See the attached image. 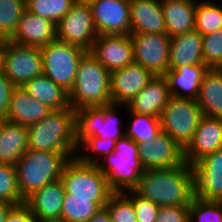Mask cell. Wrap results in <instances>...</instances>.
I'll list each match as a JSON object with an SVG mask.
<instances>
[{
    "label": "cell",
    "instance_id": "obj_13",
    "mask_svg": "<svg viewBox=\"0 0 222 222\" xmlns=\"http://www.w3.org/2000/svg\"><path fill=\"white\" fill-rule=\"evenodd\" d=\"M98 35H130V0H94L90 4Z\"/></svg>",
    "mask_w": 222,
    "mask_h": 222
},
{
    "label": "cell",
    "instance_id": "obj_9",
    "mask_svg": "<svg viewBox=\"0 0 222 222\" xmlns=\"http://www.w3.org/2000/svg\"><path fill=\"white\" fill-rule=\"evenodd\" d=\"M202 116L201 108L195 99L170 96L161 112V131L185 149L192 141Z\"/></svg>",
    "mask_w": 222,
    "mask_h": 222
},
{
    "label": "cell",
    "instance_id": "obj_48",
    "mask_svg": "<svg viewBox=\"0 0 222 222\" xmlns=\"http://www.w3.org/2000/svg\"><path fill=\"white\" fill-rule=\"evenodd\" d=\"M39 222H63V221H39Z\"/></svg>",
    "mask_w": 222,
    "mask_h": 222
},
{
    "label": "cell",
    "instance_id": "obj_23",
    "mask_svg": "<svg viewBox=\"0 0 222 222\" xmlns=\"http://www.w3.org/2000/svg\"><path fill=\"white\" fill-rule=\"evenodd\" d=\"M52 111L50 107L27 93L22 86L14 87L8 114L4 119L28 127L38 123Z\"/></svg>",
    "mask_w": 222,
    "mask_h": 222
},
{
    "label": "cell",
    "instance_id": "obj_30",
    "mask_svg": "<svg viewBox=\"0 0 222 222\" xmlns=\"http://www.w3.org/2000/svg\"><path fill=\"white\" fill-rule=\"evenodd\" d=\"M130 125H125V136L140 144L156 138L161 131L160 118L130 112ZM132 117V118H131Z\"/></svg>",
    "mask_w": 222,
    "mask_h": 222
},
{
    "label": "cell",
    "instance_id": "obj_16",
    "mask_svg": "<svg viewBox=\"0 0 222 222\" xmlns=\"http://www.w3.org/2000/svg\"><path fill=\"white\" fill-rule=\"evenodd\" d=\"M89 52L110 73L134 63L130 35H98Z\"/></svg>",
    "mask_w": 222,
    "mask_h": 222
},
{
    "label": "cell",
    "instance_id": "obj_41",
    "mask_svg": "<svg viewBox=\"0 0 222 222\" xmlns=\"http://www.w3.org/2000/svg\"><path fill=\"white\" fill-rule=\"evenodd\" d=\"M156 222H189V206L160 207Z\"/></svg>",
    "mask_w": 222,
    "mask_h": 222
},
{
    "label": "cell",
    "instance_id": "obj_29",
    "mask_svg": "<svg viewBox=\"0 0 222 222\" xmlns=\"http://www.w3.org/2000/svg\"><path fill=\"white\" fill-rule=\"evenodd\" d=\"M22 87L52 110L70 108L68 92L43 74L29 80Z\"/></svg>",
    "mask_w": 222,
    "mask_h": 222
},
{
    "label": "cell",
    "instance_id": "obj_4",
    "mask_svg": "<svg viewBox=\"0 0 222 222\" xmlns=\"http://www.w3.org/2000/svg\"><path fill=\"white\" fill-rule=\"evenodd\" d=\"M69 160L64 153L28 149L15 164L21 197L26 200L44 185L60 180Z\"/></svg>",
    "mask_w": 222,
    "mask_h": 222
},
{
    "label": "cell",
    "instance_id": "obj_33",
    "mask_svg": "<svg viewBox=\"0 0 222 222\" xmlns=\"http://www.w3.org/2000/svg\"><path fill=\"white\" fill-rule=\"evenodd\" d=\"M25 10L26 0H0V42L13 37Z\"/></svg>",
    "mask_w": 222,
    "mask_h": 222
},
{
    "label": "cell",
    "instance_id": "obj_2",
    "mask_svg": "<svg viewBox=\"0 0 222 222\" xmlns=\"http://www.w3.org/2000/svg\"><path fill=\"white\" fill-rule=\"evenodd\" d=\"M28 149L60 152L69 159L76 158L75 109L53 110L36 124L27 127Z\"/></svg>",
    "mask_w": 222,
    "mask_h": 222
},
{
    "label": "cell",
    "instance_id": "obj_44",
    "mask_svg": "<svg viewBox=\"0 0 222 222\" xmlns=\"http://www.w3.org/2000/svg\"><path fill=\"white\" fill-rule=\"evenodd\" d=\"M88 222H112L108 210L104 207L99 210Z\"/></svg>",
    "mask_w": 222,
    "mask_h": 222
},
{
    "label": "cell",
    "instance_id": "obj_19",
    "mask_svg": "<svg viewBox=\"0 0 222 222\" xmlns=\"http://www.w3.org/2000/svg\"><path fill=\"white\" fill-rule=\"evenodd\" d=\"M170 98L168 83L164 75H155L149 83L127 104L120 105L126 111L160 118Z\"/></svg>",
    "mask_w": 222,
    "mask_h": 222
},
{
    "label": "cell",
    "instance_id": "obj_28",
    "mask_svg": "<svg viewBox=\"0 0 222 222\" xmlns=\"http://www.w3.org/2000/svg\"><path fill=\"white\" fill-rule=\"evenodd\" d=\"M202 114L222 119V68H209L196 99Z\"/></svg>",
    "mask_w": 222,
    "mask_h": 222
},
{
    "label": "cell",
    "instance_id": "obj_42",
    "mask_svg": "<svg viewBox=\"0 0 222 222\" xmlns=\"http://www.w3.org/2000/svg\"><path fill=\"white\" fill-rule=\"evenodd\" d=\"M14 87L15 86L0 70V118L2 119H4L8 114Z\"/></svg>",
    "mask_w": 222,
    "mask_h": 222
},
{
    "label": "cell",
    "instance_id": "obj_17",
    "mask_svg": "<svg viewBox=\"0 0 222 222\" xmlns=\"http://www.w3.org/2000/svg\"><path fill=\"white\" fill-rule=\"evenodd\" d=\"M154 77L146 68L132 63L110 73L112 104L127 105Z\"/></svg>",
    "mask_w": 222,
    "mask_h": 222
},
{
    "label": "cell",
    "instance_id": "obj_14",
    "mask_svg": "<svg viewBox=\"0 0 222 222\" xmlns=\"http://www.w3.org/2000/svg\"><path fill=\"white\" fill-rule=\"evenodd\" d=\"M138 149L145 169L174 168L186 163L184 149L165 132L138 144Z\"/></svg>",
    "mask_w": 222,
    "mask_h": 222
},
{
    "label": "cell",
    "instance_id": "obj_3",
    "mask_svg": "<svg viewBox=\"0 0 222 222\" xmlns=\"http://www.w3.org/2000/svg\"><path fill=\"white\" fill-rule=\"evenodd\" d=\"M68 98L70 107L75 110L112 104L110 72L89 51L79 63Z\"/></svg>",
    "mask_w": 222,
    "mask_h": 222
},
{
    "label": "cell",
    "instance_id": "obj_45",
    "mask_svg": "<svg viewBox=\"0 0 222 222\" xmlns=\"http://www.w3.org/2000/svg\"><path fill=\"white\" fill-rule=\"evenodd\" d=\"M14 206H15L14 204L9 202H0V222H4L6 220L9 211Z\"/></svg>",
    "mask_w": 222,
    "mask_h": 222
},
{
    "label": "cell",
    "instance_id": "obj_10",
    "mask_svg": "<svg viewBox=\"0 0 222 222\" xmlns=\"http://www.w3.org/2000/svg\"><path fill=\"white\" fill-rule=\"evenodd\" d=\"M117 107L120 106L111 104L75 110L77 143L89 136L116 141L125 136V127H121L123 125L117 115Z\"/></svg>",
    "mask_w": 222,
    "mask_h": 222
},
{
    "label": "cell",
    "instance_id": "obj_8",
    "mask_svg": "<svg viewBox=\"0 0 222 222\" xmlns=\"http://www.w3.org/2000/svg\"><path fill=\"white\" fill-rule=\"evenodd\" d=\"M87 52L81 47L56 39L41 47L43 75L69 93L74 85L79 63Z\"/></svg>",
    "mask_w": 222,
    "mask_h": 222
},
{
    "label": "cell",
    "instance_id": "obj_15",
    "mask_svg": "<svg viewBox=\"0 0 222 222\" xmlns=\"http://www.w3.org/2000/svg\"><path fill=\"white\" fill-rule=\"evenodd\" d=\"M191 166L194 174V197L222 201V148L205 155Z\"/></svg>",
    "mask_w": 222,
    "mask_h": 222
},
{
    "label": "cell",
    "instance_id": "obj_35",
    "mask_svg": "<svg viewBox=\"0 0 222 222\" xmlns=\"http://www.w3.org/2000/svg\"><path fill=\"white\" fill-rule=\"evenodd\" d=\"M74 3V0H26V10L57 24Z\"/></svg>",
    "mask_w": 222,
    "mask_h": 222
},
{
    "label": "cell",
    "instance_id": "obj_27",
    "mask_svg": "<svg viewBox=\"0 0 222 222\" xmlns=\"http://www.w3.org/2000/svg\"><path fill=\"white\" fill-rule=\"evenodd\" d=\"M197 0H161L169 37L194 30Z\"/></svg>",
    "mask_w": 222,
    "mask_h": 222
},
{
    "label": "cell",
    "instance_id": "obj_22",
    "mask_svg": "<svg viewBox=\"0 0 222 222\" xmlns=\"http://www.w3.org/2000/svg\"><path fill=\"white\" fill-rule=\"evenodd\" d=\"M131 34H166L161 0H130Z\"/></svg>",
    "mask_w": 222,
    "mask_h": 222
},
{
    "label": "cell",
    "instance_id": "obj_12",
    "mask_svg": "<svg viewBox=\"0 0 222 222\" xmlns=\"http://www.w3.org/2000/svg\"><path fill=\"white\" fill-rule=\"evenodd\" d=\"M134 62L148 69L154 76L169 70L170 39L167 34H130Z\"/></svg>",
    "mask_w": 222,
    "mask_h": 222
},
{
    "label": "cell",
    "instance_id": "obj_31",
    "mask_svg": "<svg viewBox=\"0 0 222 222\" xmlns=\"http://www.w3.org/2000/svg\"><path fill=\"white\" fill-rule=\"evenodd\" d=\"M107 202H92V198H64L61 221L88 222Z\"/></svg>",
    "mask_w": 222,
    "mask_h": 222
},
{
    "label": "cell",
    "instance_id": "obj_38",
    "mask_svg": "<svg viewBox=\"0 0 222 222\" xmlns=\"http://www.w3.org/2000/svg\"><path fill=\"white\" fill-rule=\"evenodd\" d=\"M112 222H137L131 199L124 192H113L105 205Z\"/></svg>",
    "mask_w": 222,
    "mask_h": 222
},
{
    "label": "cell",
    "instance_id": "obj_18",
    "mask_svg": "<svg viewBox=\"0 0 222 222\" xmlns=\"http://www.w3.org/2000/svg\"><path fill=\"white\" fill-rule=\"evenodd\" d=\"M222 148V119L202 116L192 141L184 149L185 161L192 165Z\"/></svg>",
    "mask_w": 222,
    "mask_h": 222
},
{
    "label": "cell",
    "instance_id": "obj_26",
    "mask_svg": "<svg viewBox=\"0 0 222 222\" xmlns=\"http://www.w3.org/2000/svg\"><path fill=\"white\" fill-rule=\"evenodd\" d=\"M28 150L26 126L1 119L0 121V164L15 165Z\"/></svg>",
    "mask_w": 222,
    "mask_h": 222
},
{
    "label": "cell",
    "instance_id": "obj_34",
    "mask_svg": "<svg viewBox=\"0 0 222 222\" xmlns=\"http://www.w3.org/2000/svg\"><path fill=\"white\" fill-rule=\"evenodd\" d=\"M116 140L101 139L98 137H86L78 144L76 158L85 164H97L105 156L114 152ZM84 148V153L81 151ZM86 152V153H85ZM91 153L93 155H91ZM94 155L96 157H94ZM102 157V159H100Z\"/></svg>",
    "mask_w": 222,
    "mask_h": 222
},
{
    "label": "cell",
    "instance_id": "obj_36",
    "mask_svg": "<svg viewBox=\"0 0 222 222\" xmlns=\"http://www.w3.org/2000/svg\"><path fill=\"white\" fill-rule=\"evenodd\" d=\"M0 202L25 203L18 187L15 165L0 164Z\"/></svg>",
    "mask_w": 222,
    "mask_h": 222
},
{
    "label": "cell",
    "instance_id": "obj_1",
    "mask_svg": "<svg viewBox=\"0 0 222 222\" xmlns=\"http://www.w3.org/2000/svg\"><path fill=\"white\" fill-rule=\"evenodd\" d=\"M159 207L190 206L194 199V174L187 162L174 168L146 169L133 189Z\"/></svg>",
    "mask_w": 222,
    "mask_h": 222
},
{
    "label": "cell",
    "instance_id": "obj_37",
    "mask_svg": "<svg viewBox=\"0 0 222 222\" xmlns=\"http://www.w3.org/2000/svg\"><path fill=\"white\" fill-rule=\"evenodd\" d=\"M189 222H222V202L194 197L189 206Z\"/></svg>",
    "mask_w": 222,
    "mask_h": 222
},
{
    "label": "cell",
    "instance_id": "obj_21",
    "mask_svg": "<svg viewBox=\"0 0 222 222\" xmlns=\"http://www.w3.org/2000/svg\"><path fill=\"white\" fill-rule=\"evenodd\" d=\"M64 195V184L58 180L36 190L25 200V204L39 221H61Z\"/></svg>",
    "mask_w": 222,
    "mask_h": 222
},
{
    "label": "cell",
    "instance_id": "obj_7",
    "mask_svg": "<svg viewBox=\"0 0 222 222\" xmlns=\"http://www.w3.org/2000/svg\"><path fill=\"white\" fill-rule=\"evenodd\" d=\"M0 70L15 87L23 86L43 74L41 48L1 41Z\"/></svg>",
    "mask_w": 222,
    "mask_h": 222
},
{
    "label": "cell",
    "instance_id": "obj_11",
    "mask_svg": "<svg viewBox=\"0 0 222 222\" xmlns=\"http://www.w3.org/2000/svg\"><path fill=\"white\" fill-rule=\"evenodd\" d=\"M98 36L90 4L74 3L56 24V39L90 51Z\"/></svg>",
    "mask_w": 222,
    "mask_h": 222
},
{
    "label": "cell",
    "instance_id": "obj_24",
    "mask_svg": "<svg viewBox=\"0 0 222 222\" xmlns=\"http://www.w3.org/2000/svg\"><path fill=\"white\" fill-rule=\"evenodd\" d=\"M209 67L205 64L183 65L174 70H168L165 77L170 96L177 98L197 99L201 82Z\"/></svg>",
    "mask_w": 222,
    "mask_h": 222
},
{
    "label": "cell",
    "instance_id": "obj_6",
    "mask_svg": "<svg viewBox=\"0 0 222 222\" xmlns=\"http://www.w3.org/2000/svg\"><path fill=\"white\" fill-rule=\"evenodd\" d=\"M60 180L65 187L64 198H92V202H108L113 193L97 165L82 163L77 158L65 164Z\"/></svg>",
    "mask_w": 222,
    "mask_h": 222
},
{
    "label": "cell",
    "instance_id": "obj_5",
    "mask_svg": "<svg viewBox=\"0 0 222 222\" xmlns=\"http://www.w3.org/2000/svg\"><path fill=\"white\" fill-rule=\"evenodd\" d=\"M103 160L96 165L113 192L133 190L146 170L139 158L138 144L127 136L118 139L114 152Z\"/></svg>",
    "mask_w": 222,
    "mask_h": 222
},
{
    "label": "cell",
    "instance_id": "obj_47",
    "mask_svg": "<svg viewBox=\"0 0 222 222\" xmlns=\"http://www.w3.org/2000/svg\"><path fill=\"white\" fill-rule=\"evenodd\" d=\"M202 1H204V2L214 3V0H212V1H211V0H210V1H209V0H207V1H206V0H202ZM221 1H222V0H219V3H222Z\"/></svg>",
    "mask_w": 222,
    "mask_h": 222
},
{
    "label": "cell",
    "instance_id": "obj_39",
    "mask_svg": "<svg viewBox=\"0 0 222 222\" xmlns=\"http://www.w3.org/2000/svg\"><path fill=\"white\" fill-rule=\"evenodd\" d=\"M204 64L209 68H222V28L202 36Z\"/></svg>",
    "mask_w": 222,
    "mask_h": 222
},
{
    "label": "cell",
    "instance_id": "obj_43",
    "mask_svg": "<svg viewBox=\"0 0 222 222\" xmlns=\"http://www.w3.org/2000/svg\"><path fill=\"white\" fill-rule=\"evenodd\" d=\"M4 222H39L31 213L29 207L23 203L15 205L8 213Z\"/></svg>",
    "mask_w": 222,
    "mask_h": 222
},
{
    "label": "cell",
    "instance_id": "obj_40",
    "mask_svg": "<svg viewBox=\"0 0 222 222\" xmlns=\"http://www.w3.org/2000/svg\"><path fill=\"white\" fill-rule=\"evenodd\" d=\"M128 192V194H127ZM124 193L131 199L136 213L137 222H156L160 207L154 202L146 199L134 190H127Z\"/></svg>",
    "mask_w": 222,
    "mask_h": 222
},
{
    "label": "cell",
    "instance_id": "obj_32",
    "mask_svg": "<svg viewBox=\"0 0 222 222\" xmlns=\"http://www.w3.org/2000/svg\"><path fill=\"white\" fill-rule=\"evenodd\" d=\"M217 3V4H216ZM222 28V3L196 2L194 30L202 36Z\"/></svg>",
    "mask_w": 222,
    "mask_h": 222
},
{
    "label": "cell",
    "instance_id": "obj_46",
    "mask_svg": "<svg viewBox=\"0 0 222 222\" xmlns=\"http://www.w3.org/2000/svg\"><path fill=\"white\" fill-rule=\"evenodd\" d=\"M94 0H74L75 3L91 4Z\"/></svg>",
    "mask_w": 222,
    "mask_h": 222
},
{
    "label": "cell",
    "instance_id": "obj_25",
    "mask_svg": "<svg viewBox=\"0 0 222 222\" xmlns=\"http://www.w3.org/2000/svg\"><path fill=\"white\" fill-rule=\"evenodd\" d=\"M204 64L202 35L196 31L172 36L170 39L169 70L183 65Z\"/></svg>",
    "mask_w": 222,
    "mask_h": 222
},
{
    "label": "cell",
    "instance_id": "obj_20",
    "mask_svg": "<svg viewBox=\"0 0 222 222\" xmlns=\"http://www.w3.org/2000/svg\"><path fill=\"white\" fill-rule=\"evenodd\" d=\"M56 40V24L27 10L20 17L17 30L9 40L27 46L43 47Z\"/></svg>",
    "mask_w": 222,
    "mask_h": 222
}]
</instances>
